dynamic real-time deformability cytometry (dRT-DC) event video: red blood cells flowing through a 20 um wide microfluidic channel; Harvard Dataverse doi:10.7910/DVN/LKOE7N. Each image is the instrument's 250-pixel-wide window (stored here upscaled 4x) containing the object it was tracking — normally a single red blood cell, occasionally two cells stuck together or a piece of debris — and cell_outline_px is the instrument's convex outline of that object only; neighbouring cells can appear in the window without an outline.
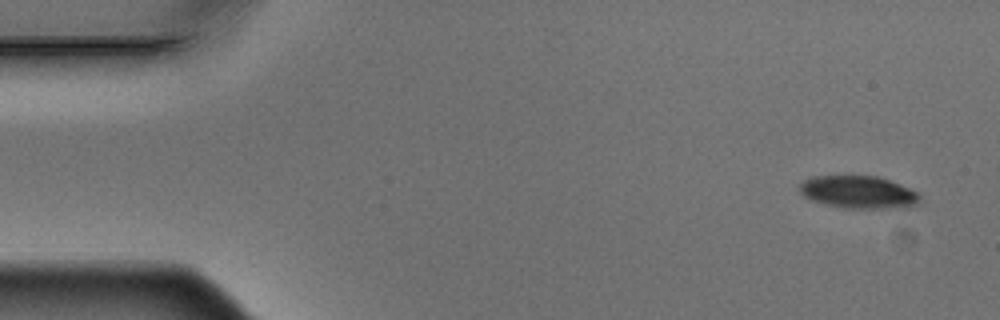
{"species": "Egyptian fruit bat (a non-hibernating species)", "species_latin": "Rousettus aegyptiacus", "temperature_condition": "warm", "stored_images_in_passage": 6, "camera_frame_rate_fps": 3000, "um_per_image_px": 0.085, "animal": {"sex": "male"}, "frame": {"image": 1, "passage_image": 1, "time_ms": 0.0, "image_size_px": [1000, 320], "cell_outline_px": [[920, 200], [916, 204], [908, 208], [840, 208], [812, 200], [804, 196], [800, 192], [800, 184], [804, 180], [812, 176], [880, 176], [920, 192]], "centroid_in_image_um": [73.02, 16.33], "position_along_channel_um": 12.0, "area_um2": 23.06}}
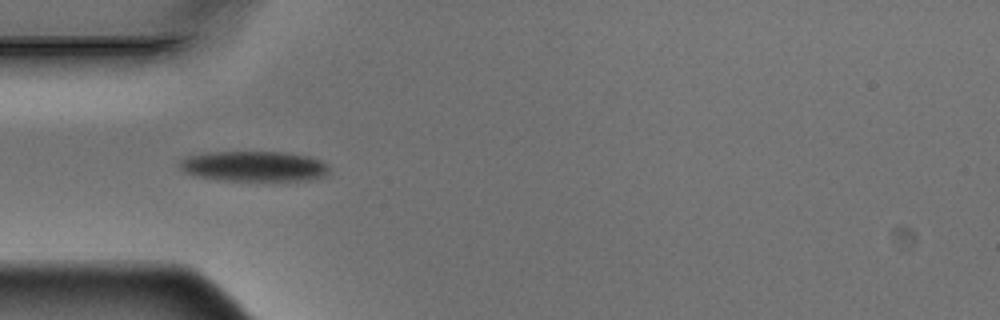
{"frame": {"image": 2, "passage_image": 5, "time_ms": 1.333, "image_size_px": [1000, 320], "cell_outline_px": [[328, 172], [324, 176], [308, 180], [216, 180], [196, 176], [184, 172], [180, 168], [180, 160], [188, 156], [204, 152], [284, 152], [308, 156], [320, 160], [328, 164]], "centroid_in_image_um": [21.56, 14.13], "position_along_channel_um": 63.4, "area_um2": 26.41}}
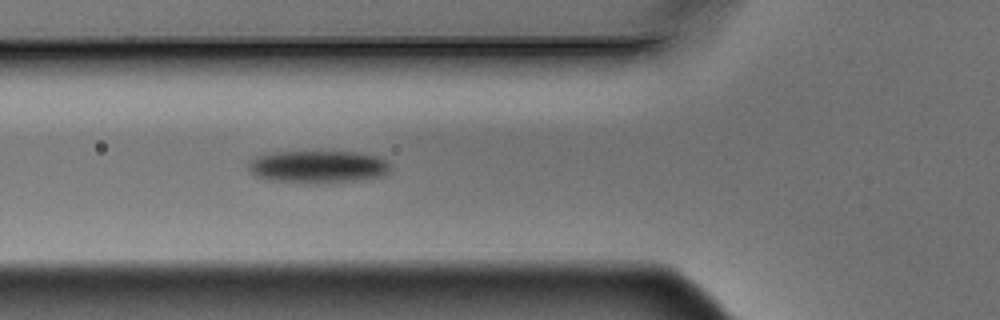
{"frame": {"image": 3, "passage_image": 6, "time_ms": 1.667, "image_size_px": [1000, 320], "cell_outline_px": [[392, 172], [380, 176], [356, 180], [272, 180], [256, 176], [248, 168], [248, 160], [256, 156], [276, 152], [356, 152], [376, 156], [388, 160], [392, 168]], "centroid_in_image_um": [27.07, 14.12], "position_along_channel_um": 98.7, "area_um2": 25.78}}